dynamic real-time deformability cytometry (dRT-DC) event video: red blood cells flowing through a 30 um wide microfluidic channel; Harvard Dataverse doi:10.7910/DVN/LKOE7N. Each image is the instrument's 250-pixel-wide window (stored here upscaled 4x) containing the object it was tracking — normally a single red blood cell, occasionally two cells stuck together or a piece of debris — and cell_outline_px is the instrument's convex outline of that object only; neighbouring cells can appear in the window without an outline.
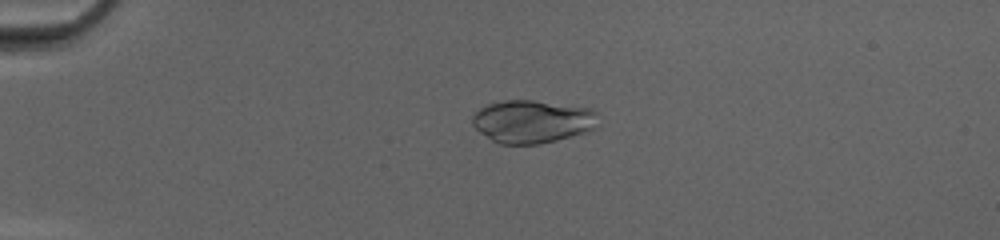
{"species": "common noctule bat (a hibernating species)", "species_latin": "Nyctalus noctula", "temperature_condition": "cold", "stored_images_in_passage": 51, "camera_frame_rate_fps": 3000, "um_per_image_px": 0.085, "animal": {"sex": "female", "body_mass_g": 20.0, "forearm_length_mm": 54.0}, "frame": {"image": 1, "passage_image": 14, "time_ms": 4.333, "image_size_px": [1000, 240], "cell_outline_px": [[600, 128], [588, 132], [540, 144], [500, 144], [492, 140], [480, 132], [472, 124], [472, 116], [480, 108], [488, 104], [504, 100], [532, 100], [592, 108], [596, 112]], "centroid_in_image_um": [45.31, 10.33], "position_along_channel_um": 39.7, "area_um2": 31.79}}
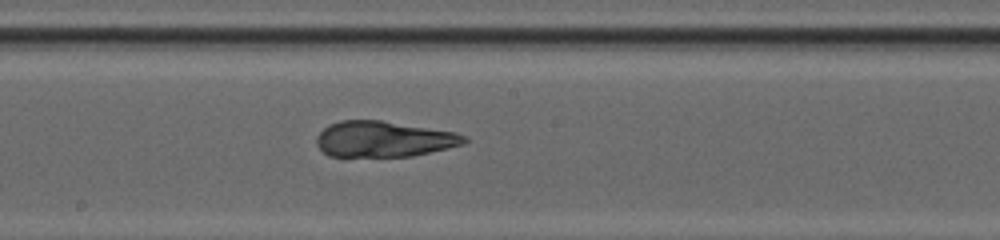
{"frame": {"image": 2, "passage_image": 30, "time_ms": 9.667, "image_size_px": [1000, 240], "cell_outline_px": [[468, 140], [464, 144], [448, 148], [412, 156], [328, 156], [316, 144], [316, 136], [328, 124], [340, 120], [380, 120], [456, 132], [468, 136]], "centroid_in_image_um": [32.62, 11.81], "position_along_channel_um": 215.6, "area_um2": 30.87}}
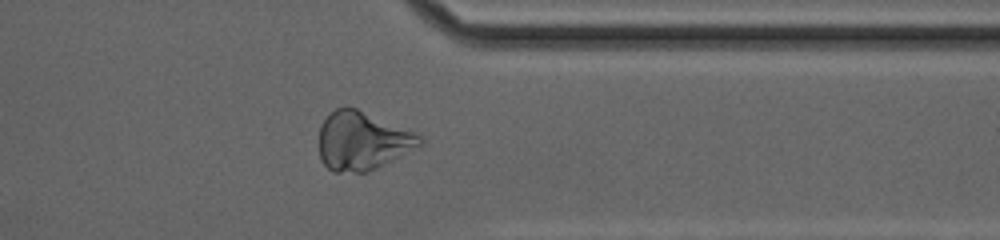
{"frame": {"image": 3, "passage_image": 42, "time_ms": 13.667, "image_size_px": [1000, 240], "cell_outline_px": [[424, 140], [420, 144], [376, 168], [368, 172], [332, 172], [320, 160], [320, 124], [336, 108], [356, 108], [412, 132], [420, 136]], "centroid_in_image_um": [30.73, 11.99], "position_along_channel_um": 380.7, "area_um2": 33.35}}